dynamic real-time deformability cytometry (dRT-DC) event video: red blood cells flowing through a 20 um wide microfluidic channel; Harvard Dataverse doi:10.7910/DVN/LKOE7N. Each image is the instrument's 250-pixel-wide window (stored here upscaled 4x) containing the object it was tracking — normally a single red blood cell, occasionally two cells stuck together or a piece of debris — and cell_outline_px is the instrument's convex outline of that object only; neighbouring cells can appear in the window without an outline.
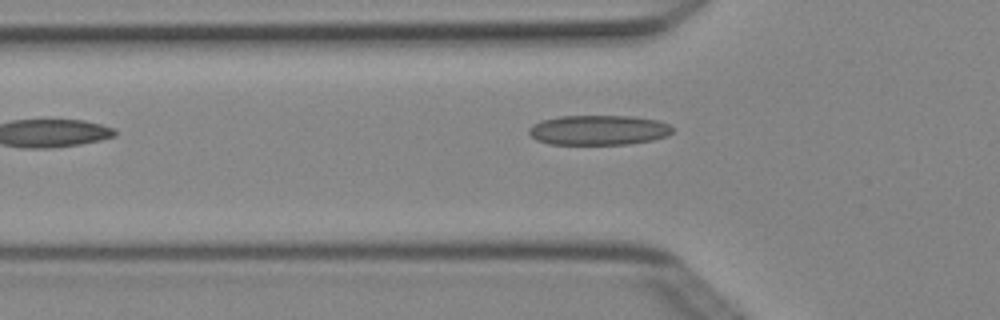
{"species": "Egyptian fruit bat (a non-hibernating species)", "species_latin": "Rousettus aegyptiacus", "temperature_condition": "cold", "stored_images_in_passage": 3, "camera_frame_rate_fps": 3000, "um_per_image_px": 0.085, "animal": {"sex": "female"}, "frame": {"image": 1, "passage_image": 2, "time_ms": 0.333, "image_size_px": [1000, 320], "cell_outline_px": [[672, 132], [664, 136], [652, 140], [628, 144], [548, 144], [536, 140], [528, 132], [528, 128], [532, 124], [540, 120], [560, 116], [632, 116], [656, 120], [668, 124], [672, 128]], "centroid_in_image_um": [50.81, 11.05], "position_along_channel_um": 75.0, "area_um2": 24.97}}
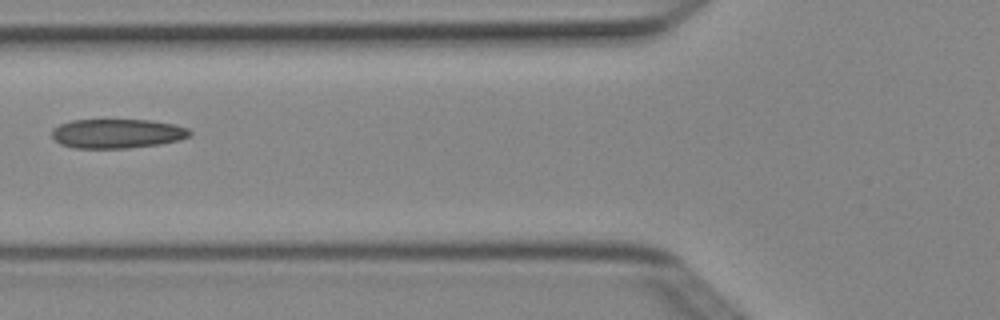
{"frame": {"image": 2, "passage_image": 3, "time_ms": 0.667, "image_size_px": [1000, 320], "cell_outline_px": [[192, 132], [188, 136], [180, 140], [160, 144], [128, 148], [72, 148], [60, 144], [52, 136], [52, 128], [60, 124], [72, 120], [152, 120], [176, 124], [188, 128]], "centroid_in_image_um": [9.97, 11.35], "position_along_channel_um": 115.8, "area_um2": 23.7}}